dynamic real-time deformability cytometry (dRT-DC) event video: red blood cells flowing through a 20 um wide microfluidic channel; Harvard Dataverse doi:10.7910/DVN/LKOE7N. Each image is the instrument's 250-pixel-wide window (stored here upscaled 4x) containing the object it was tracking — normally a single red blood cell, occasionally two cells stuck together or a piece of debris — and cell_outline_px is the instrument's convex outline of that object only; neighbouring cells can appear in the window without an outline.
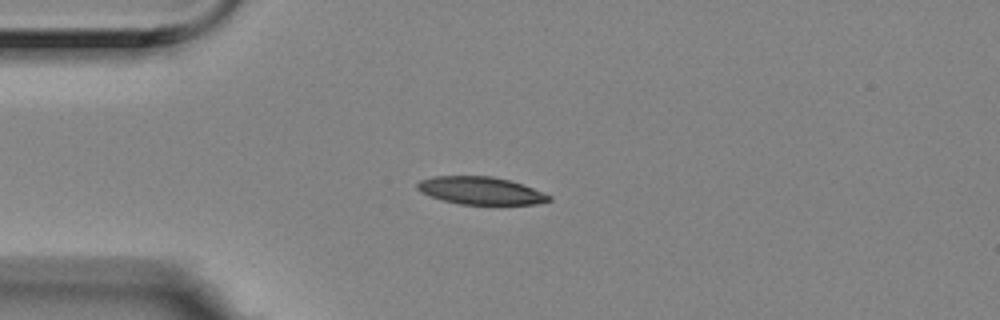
{"species": "Egyptian fruit bat (a non-hibernating species)", "species_latin": "Rousettus aegyptiacus", "temperature_condition": "room temperature", "stored_images_in_passage": 2, "camera_frame_rate_fps": 3000, "um_per_image_px": 0.085, "animal": {"sex": "female"}, "frame": {"image": 1, "passage_image": 2, "time_ms": 0.333, "image_size_px": [1000, 320], "cell_outline_px": [[552, 200], [536, 204], [460, 204], [444, 200], [420, 192], [416, 188], [416, 184], [420, 180], [436, 176], [492, 176], [508, 180], [532, 188], [552, 196]], "centroid_in_image_um": [40.84, 16.2], "position_along_channel_um": 44.2, "area_um2": 20.92}}